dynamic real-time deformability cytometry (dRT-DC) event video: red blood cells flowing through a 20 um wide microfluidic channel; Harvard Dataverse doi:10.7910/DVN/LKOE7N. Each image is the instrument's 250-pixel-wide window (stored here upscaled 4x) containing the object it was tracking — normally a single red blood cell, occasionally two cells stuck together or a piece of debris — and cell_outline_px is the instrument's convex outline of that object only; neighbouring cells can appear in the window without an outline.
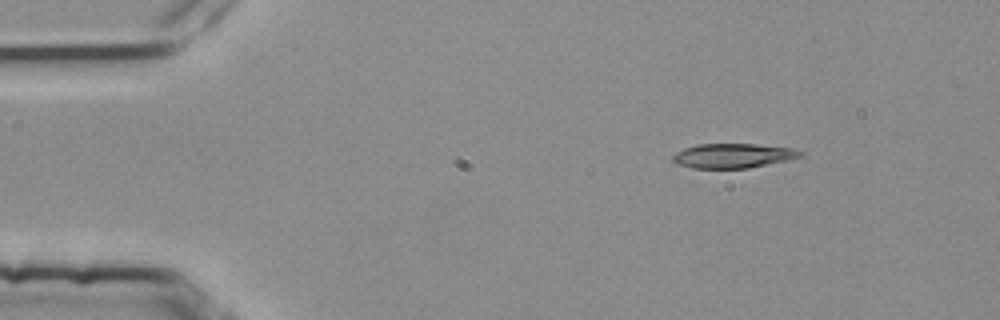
{"species": "common noctule bat (a hibernating species)", "species_latin": "Nyctalus noctula", "temperature_condition": "room temperature", "stored_images_in_passage": 47, "camera_frame_rate_fps": 3000, "um_per_image_px": 0.085, "animal": {"sex": "female", "body_mass_g": 25.1}, "frame": {"image": 1, "passage_image": 1, "time_ms": 0.0, "image_size_px": [1000, 320], "cell_outline_px": [[804, 156], [788, 160], [748, 168], [692, 168], [676, 164], [672, 160], [672, 156], [676, 152], [684, 148], [696, 144], [756, 144], [792, 148], [804, 152]], "centroid_in_image_um": [62.3, 13.23], "position_along_channel_um": 22.7, "area_um2": 18.32}}
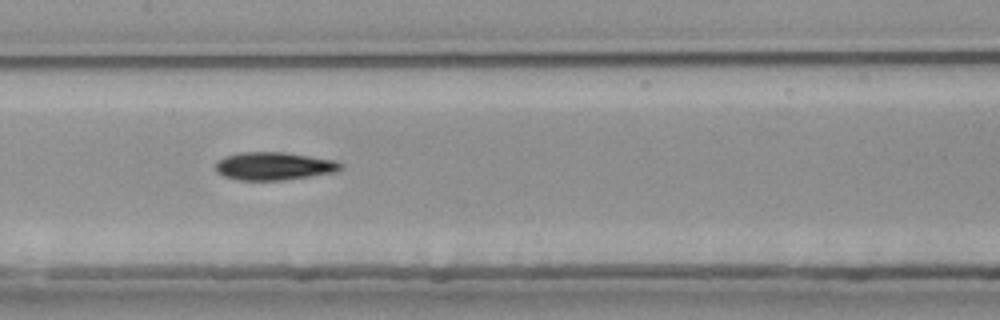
{"frame": {"image": 2, "passage_image": 20, "time_ms": 6.333, "image_size_px": [1000, 320], "cell_outline_px": [[344, 168], [336, 172], [284, 180], [236, 180], [224, 176], [216, 172], [216, 160], [224, 156], [240, 152], [284, 152], [336, 160], [344, 164]], "centroid_in_image_um": [23.29, 14.11], "position_along_channel_um": 184.1, "area_um2": 20.63}}
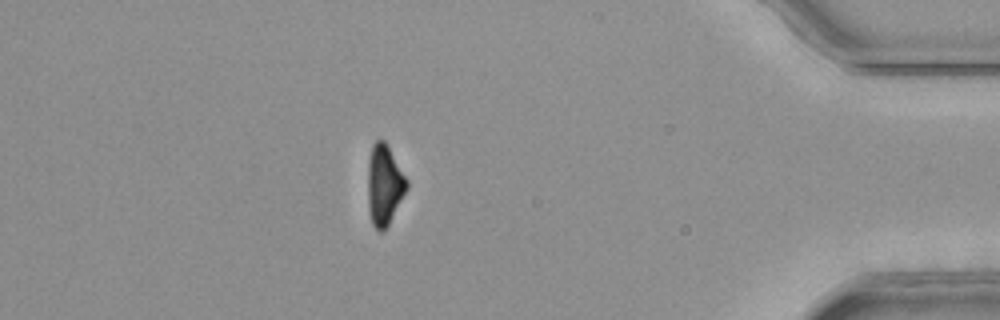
{"frame": {"image": 3, "passage_image": 41, "time_ms": 13.333, "image_size_px": [1000, 320], "cell_outline_px": [[408, 188], [384, 232], [380, 232], [372, 224], [368, 208], [368, 160], [372, 144], [376, 140], [384, 140], [388, 144], [408, 180]], "centroid_in_image_um": [32.67, 15.7], "position_along_channel_um": 402.5, "area_um2": 18.44}, "authors_computed_cell_mechanics": {"area_um2": 19.7098, "velocity_mm_per_s": 3.791, "shape_relaxation_time_tau1_ms": 7.027, "shape_relaxation_time_tau2_ms": null, "deformation_change_tau1": 0.2117, "deformation_change_tau2": null}}